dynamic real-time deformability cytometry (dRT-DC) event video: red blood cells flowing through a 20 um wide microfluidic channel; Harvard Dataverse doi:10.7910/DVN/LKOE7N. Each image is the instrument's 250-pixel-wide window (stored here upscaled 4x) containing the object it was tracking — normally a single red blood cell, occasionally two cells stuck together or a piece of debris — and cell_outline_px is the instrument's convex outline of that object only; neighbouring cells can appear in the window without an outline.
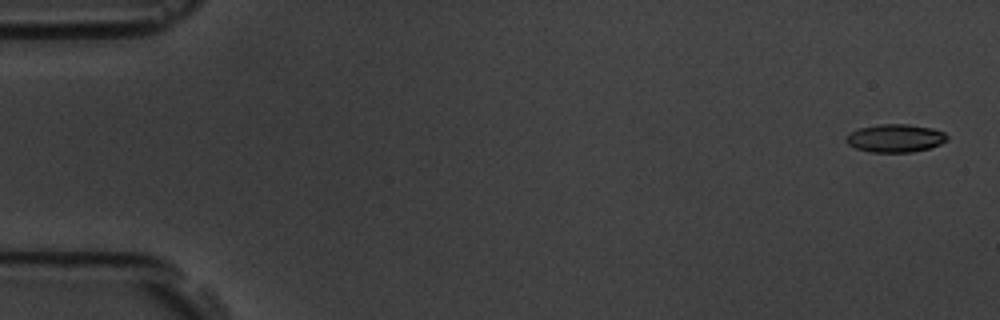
{"species": "common noctule bat (a hibernating species)", "species_latin": "Nyctalus noctula", "temperature_condition": "room temperature", "stored_images_in_passage": 6, "camera_frame_rate_fps": 3000, "um_per_image_px": 0.085, "animal": {"sex": "male", "body_mass_g": 19.5, "forearm_length_mm": 54.6}, "frame": {"image": 1, "passage_image": 1, "time_ms": 0.0, "image_size_px": [1000, 320], "cell_outline_px": [[948, 140], [940, 144], [928, 148], [912, 152], [872, 152], [856, 148], [848, 144], [844, 140], [852, 132], [860, 128], [880, 124], [908, 124], [932, 128], [944, 132], [948, 136]], "centroid_in_image_um": [76.13, 11.74], "position_along_channel_um": 8.9, "area_um2": 16.36}}
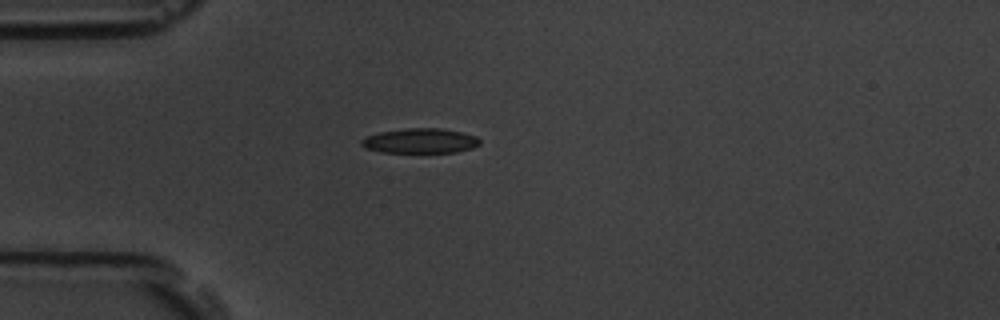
{"frame": {"image": 2, "passage_image": 5, "time_ms": 4.667, "image_size_px": [1000, 320], "cell_outline_px": [[480, 144], [472, 148], [456, 152], [384, 152], [368, 148], [360, 144], [360, 140], [364, 136], [380, 132], [408, 128], [440, 128], [460, 132], [476, 136], [480, 140]], "centroid_in_image_um": [35.71, 11.96], "position_along_channel_um": 49.3, "area_um2": 16.99}}